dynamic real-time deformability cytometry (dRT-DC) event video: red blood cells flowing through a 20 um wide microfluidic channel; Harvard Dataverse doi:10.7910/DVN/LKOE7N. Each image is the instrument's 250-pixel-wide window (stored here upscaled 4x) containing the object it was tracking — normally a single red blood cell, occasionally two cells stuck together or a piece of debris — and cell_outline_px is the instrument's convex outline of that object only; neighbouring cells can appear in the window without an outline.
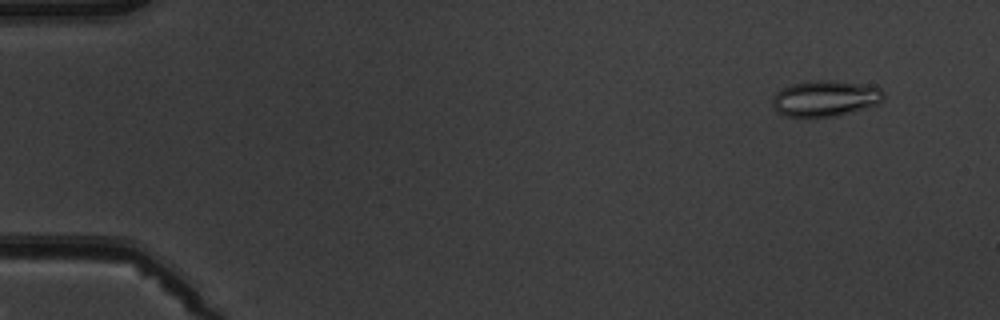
{"species": "common noctule bat (a hibernating species)", "species_latin": "Nyctalus noctula", "temperature_condition": "warm", "stored_images_in_passage": 7, "camera_frame_rate_fps": 3000, "um_per_image_px": 0.085, "animal": {"sex": "male", "body_mass_g": 19.5, "forearm_length_mm": 54.6}, "frame": {"image": 1, "passage_image": 2, "time_ms": 1.0, "image_size_px": [1000, 320], "cell_outline_px": [[884, 100], [880, 104], [836, 116], [808, 120], [784, 116], [776, 112], [772, 104], [772, 96], [776, 92], [792, 84], [816, 80], [828, 80], [868, 84], [880, 88], [884, 92]], "centroid_in_image_um": [70.13, 8.41], "position_along_channel_um": 14.9, "area_um2": 24.16}}
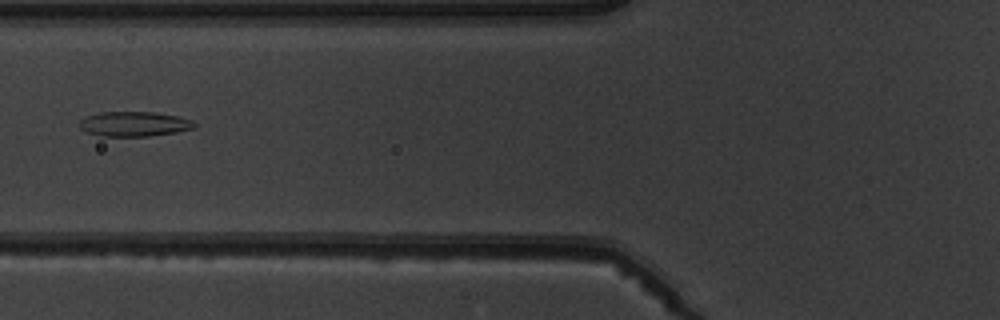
{"frame": {"image": 2, "passage_image": 6, "time_ms": 6.667, "image_size_px": [1000, 320], "cell_outline_px": [[196, 128], [176, 132], [148, 136], [100, 136], [88, 132], [80, 128], [80, 120], [84, 116], [100, 112], [156, 112], [180, 116], [192, 120], [196, 124]], "centroid_in_image_um": [11.43, 10.53], "position_along_channel_um": 114.4, "area_um2": 16.76}}
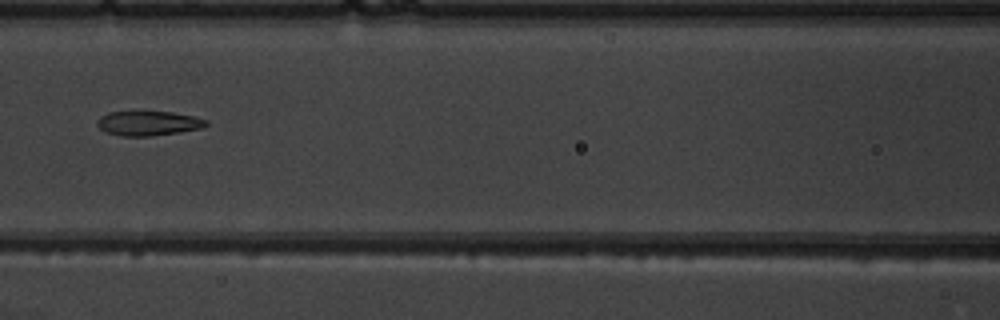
{"frame": {"image": 3, "passage_image": 7, "time_ms": 7.667, "image_size_px": [1000, 320], "cell_outline_px": [[208, 124], [204, 128], [152, 136], [124, 136], [104, 132], [96, 124], [96, 120], [100, 116], [108, 112], [172, 112], [192, 116], [208, 120]], "centroid_in_image_um": [12.59, 10.48], "position_along_channel_um": 154.0, "area_um2": 15.61}}